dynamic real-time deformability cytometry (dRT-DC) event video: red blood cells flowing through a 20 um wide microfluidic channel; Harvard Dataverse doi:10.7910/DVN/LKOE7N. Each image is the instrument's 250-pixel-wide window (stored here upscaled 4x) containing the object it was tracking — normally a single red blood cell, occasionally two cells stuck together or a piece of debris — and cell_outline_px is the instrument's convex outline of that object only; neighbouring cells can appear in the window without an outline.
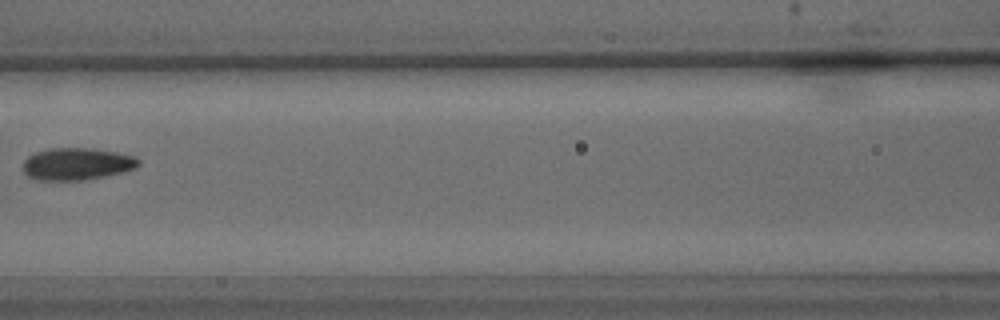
{"species": "common noctule bat (a hibernating species)", "species_latin": "Nyctalus noctula", "temperature_condition": "warm", "stored_images_in_passage": 15, "camera_frame_rate_fps": 3000, "um_per_image_px": 0.085, "animal": {"sex": "male", "body_mass_g": 15.6}, "frame": {"image": 1, "passage_image": 5, "time_ms": 5.667, "image_size_px": [1000, 320], "cell_outline_px": [[140, 164], [136, 168], [124, 172], [84, 180], [36, 180], [28, 176], [24, 172], [24, 160], [28, 156], [36, 152], [48, 148], [88, 148], [116, 152], [136, 156], [140, 160]], "centroid_in_image_um": [6.55, 13.93], "position_along_channel_um": 160.0, "area_um2": 21.73}}
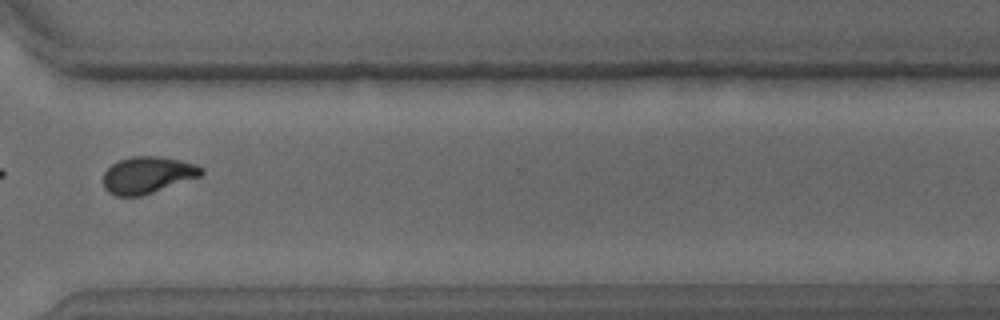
{"frame": {"image": 2, "passage_image": 11, "time_ms": 12.667, "image_size_px": [1000, 320], "cell_outline_px": [[204, 172], [200, 176], [140, 196], [116, 196], [108, 192], [104, 188], [104, 172], [112, 164], [120, 160], [132, 156], [160, 156], [180, 160], [196, 164], [204, 168]], "centroid_in_image_um": [12.54, 14.86], "position_along_channel_um": 358.1, "area_um2": 20.87}}
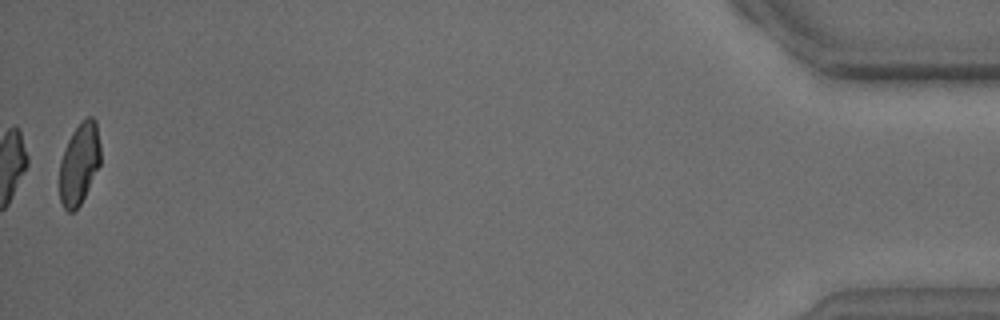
{"frame": {"image": 3, "passage_image": 15, "time_ms": 18.333, "image_size_px": [1000, 320], "cell_outline_px": [[100, 164], [80, 204], [72, 212], [68, 212], [64, 208], [60, 200], [60, 160], [64, 148], [72, 132], [88, 116], [92, 116], [96, 120], [100, 144]], "centroid_in_image_um": [6.74, 13.89], "position_along_channel_um": 428.5, "area_um2": 19.25}, "authors_computed_cell_mechanics": {"area_um2": 16.8198, "velocity_mm_per_s": 2.8268, "shape_relaxation_time_tau1_ms": 8.3944, "shape_relaxation_time_tau2_ms": 3.6376, "deformation_change_tau1": 0.2211, "deformation_change_tau2": 0.0879}}